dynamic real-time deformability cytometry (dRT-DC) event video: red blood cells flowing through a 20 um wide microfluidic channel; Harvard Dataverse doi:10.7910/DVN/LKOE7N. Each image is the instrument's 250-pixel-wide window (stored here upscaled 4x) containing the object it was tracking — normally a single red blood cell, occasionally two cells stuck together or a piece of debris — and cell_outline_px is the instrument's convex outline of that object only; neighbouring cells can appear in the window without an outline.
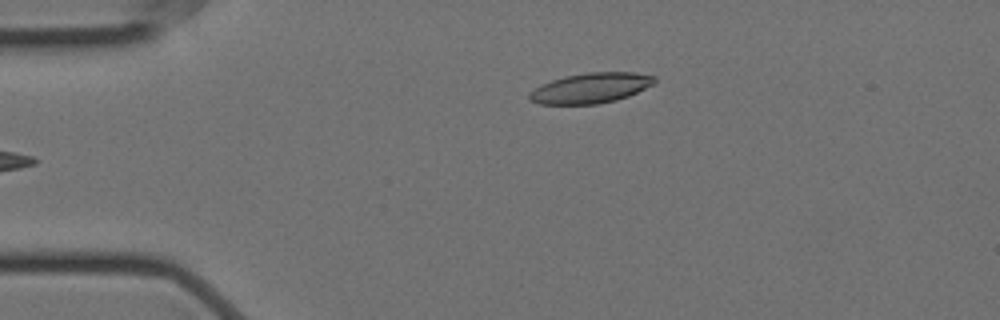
{"species": "Egyptian fruit bat (a non-hibernating species)", "species_latin": "Rousettus aegyptiacus", "temperature_condition": "cold", "stored_images_in_passage": 6, "camera_frame_rate_fps": 3000, "um_per_image_px": 0.085, "animal": {"sex": "female"}, "frame": {"image": 1, "passage_image": 6, "time_ms": 1.667, "image_size_px": [1000, 320], "cell_outline_px": [[656, 80], [652, 84], [628, 96], [616, 100], [596, 104], [540, 104], [528, 100], [528, 92], [540, 84], [564, 76], [588, 72], [636, 72], [656, 76]], "centroid_in_image_um": [50.16, 7.48], "position_along_channel_um": 34.8, "area_um2": 22.14}}